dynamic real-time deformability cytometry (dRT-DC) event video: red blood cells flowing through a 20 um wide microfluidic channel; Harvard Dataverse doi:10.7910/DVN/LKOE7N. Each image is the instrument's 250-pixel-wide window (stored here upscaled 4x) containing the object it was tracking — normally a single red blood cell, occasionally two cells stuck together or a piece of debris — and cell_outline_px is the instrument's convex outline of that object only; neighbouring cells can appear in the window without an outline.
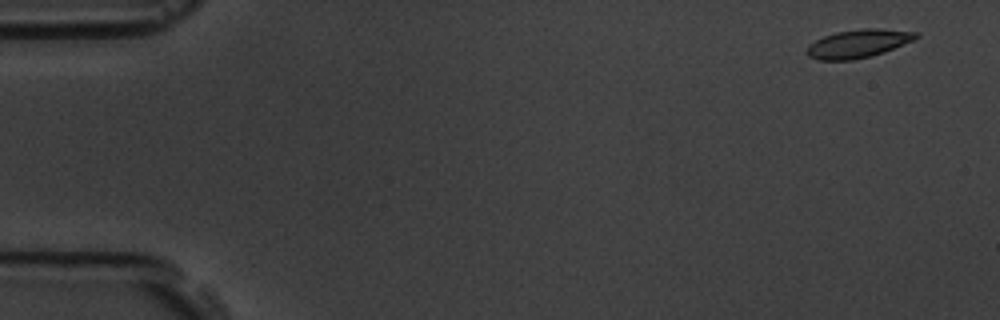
{"species": "common noctule bat (a hibernating species)", "species_latin": "Nyctalus noctula", "temperature_condition": "room temperature", "stored_images_in_passage": 5, "camera_frame_rate_fps": 3000, "um_per_image_px": 0.085, "animal": {"sex": "male", "body_mass_g": 19.5, "forearm_length_mm": 54.6}, "frame": {"image": 1, "passage_image": 1, "time_ms": 0.0, "image_size_px": [1000, 320], "cell_outline_px": [[920, 36], [912, 40], [884, 52], [872, 56], [852, 60], [816, 60], [808, 56], [808, 44], [824, 36], [836, 32], [864, 28], [876, 28], [920, 32]], "centroid_in_image_um": [72.95, 3.7], "position_along_channel_um": 12.0, "area_um2": 17.92}}